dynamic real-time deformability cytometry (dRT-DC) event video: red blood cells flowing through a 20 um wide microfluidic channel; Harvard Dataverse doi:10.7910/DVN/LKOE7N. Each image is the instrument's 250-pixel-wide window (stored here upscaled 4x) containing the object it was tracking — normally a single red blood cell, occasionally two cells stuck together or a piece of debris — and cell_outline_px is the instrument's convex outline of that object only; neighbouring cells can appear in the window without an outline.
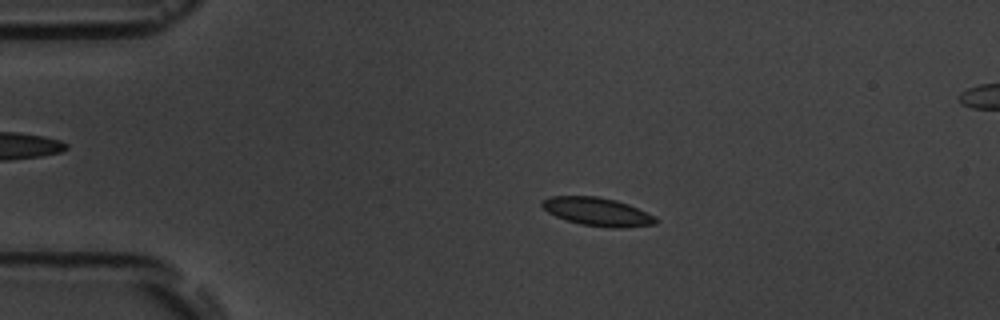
{"species": "common noctule bat (a hibernating species)", "species_latin": "Nyctalus noctula", "temperature_condition": "room temperature", "stored_images_in_passage": 9, "camera_frame_rate_fps": 3000, "um_per_image_px": 0.085, "animal": {"sex": "male", "body_mass_g": 19.5, "forearm_length_mm": 54.6}, "frame": {"image": 1, "passage_image": 2, "time_ms": 1.333, "image_size_px": [1000, 320], "cell_outline_px": [[660, 220], [656, 224], [620, 228], [608, 228], [580, 224], [556, 216], [548, 212], [540, 204], [544, 200], [552, 196], [596, 196], [616, 200], [628, 204], [656, 216]], "centroid_in_image_um": [50.83, 18.0], "position_along_channel_um": 34.2, "area_um2": 18.73}}
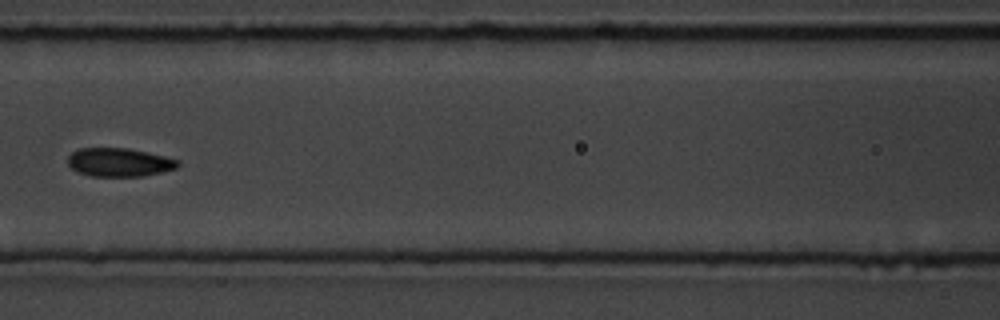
{"frame": {"image": 2, "passage_image": 6, "time_ms": 6.0, "image_size_px": [1000, 320], "cell_outline_px": [[180, 164], [176, 168], [160, 172], [140, 176], [88, 176], [76, 172], [68, 164], [68, 156], [72, 152], [80, 148], [128, 148], [164, 156], [180, 160]], "centroid_in_image_um": [10.11, 13.79], "position_along_channel_um": 156.5, "area_um2": 18.26}}